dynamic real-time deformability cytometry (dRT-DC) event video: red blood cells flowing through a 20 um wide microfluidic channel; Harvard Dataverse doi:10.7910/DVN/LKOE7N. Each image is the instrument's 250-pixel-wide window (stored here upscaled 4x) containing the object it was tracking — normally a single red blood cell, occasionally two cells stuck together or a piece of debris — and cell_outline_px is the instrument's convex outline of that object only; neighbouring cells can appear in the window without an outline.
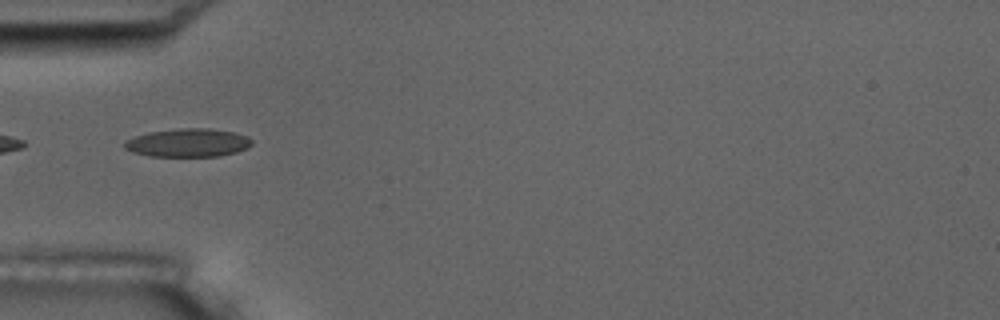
{"species": "common noctule bat (a hibernating species)", "species_latin": "Nyctalus noctula", "temperature_condition": "room temperature", "stored_images_in_passage": 9, "camera_frame_rate_fps": 3000, "um_per_image_px": 0.085, "animal": {"sex": "male", "body_mass_g": 17.5, "forearm_length_mm": 52.3}, "frame": {"image": 1, "passage_image": 3, "time_ms": 2.333, "image_size_px": [1000, 320], "cell_outline_px": [[252, 144], [248, 148], [236, 152], [220, 156], [148, 156], [132, 152], [124, 148], [124, 140], [148, 132], [176, 128], [208, 128], [232, 132], [248, 136], [252, 140]], "centroid_in_image_um": [15.97, 12.13], "position_along_channel_um": 69.0, "area_um2": 21.15}}
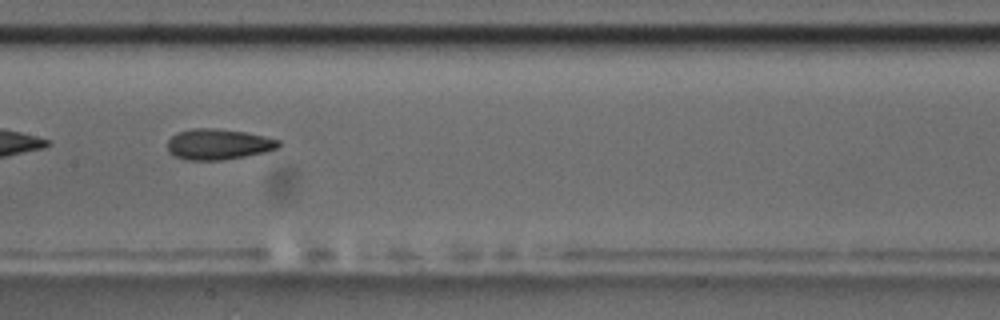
{"frame": {"image": 2, "passage_image": 6, "time_ms": 5.667, "image_size_px": [1000, 320], "cell_outline_px": [[280, 144], [276, 148], [264, 152], [244, 156], [220, 160], [188, 160], [172, 156], [168, 152], [168, 140], [176, 132], [192, 128], [216, 128], [244, 132], [264, 136], [280, 140]], "centroid_in_image_um": [18.5, 12.26], "position_along_channel_um": 188.9, "area_um2": 19.88}}
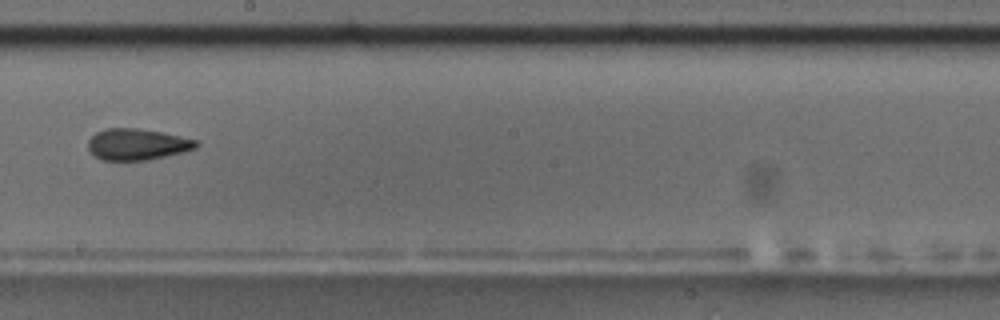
{"frame": {"image": 3, "passage_image": 7, "time_ms": 7.0, "image_size_px": [1000, 320], "cell_outline_px": [[200, 144], [196, 148], [184, 152], [148, 160], [100, 160], [92, 156], [88, 152], [88, 140], [96, 132], [104, 128], [136, 128], [160, 132], [180, 136], [196, 140]], "centroid_in_image_um": [11.62, 12.28], "position_along_channel_um": 236.6, "area_um2": 19.94}}